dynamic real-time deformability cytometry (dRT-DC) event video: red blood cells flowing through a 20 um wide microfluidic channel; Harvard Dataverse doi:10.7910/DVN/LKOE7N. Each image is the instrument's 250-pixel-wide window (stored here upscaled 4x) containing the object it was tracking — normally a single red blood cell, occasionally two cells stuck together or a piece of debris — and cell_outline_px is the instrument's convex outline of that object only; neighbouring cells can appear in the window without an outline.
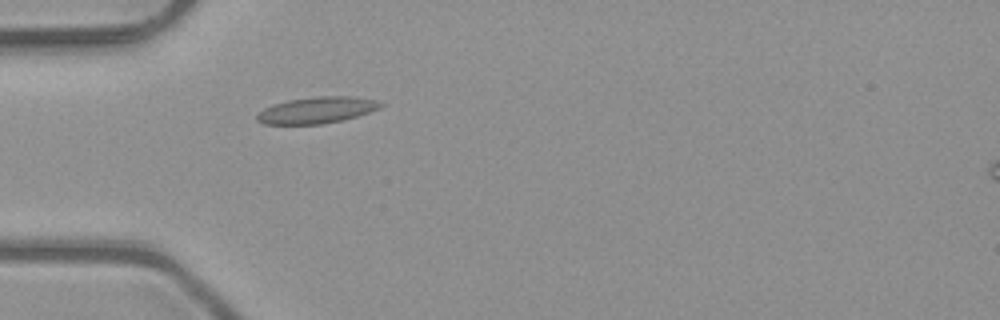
{"species": "common noctule bat (a hibernating species)", "species_latin": "Nyctalus noctula", "temperature_condition": "room temperature", "stored_images_in_passage": 1, "camera_frame_rate_fps": 3000, "um_per_image_px": 0.085, "animal": {"sex": "male", "body_mass_g": 23.1, "forearm_length_mm": 52.7}, "frame": {"image": 1, "passage_image": 1, "time_ms": 0.0, "image_size_px": [1000, 320], "cell_outline_px": [[384, 104], [380, 108], [356, 116], [324, 124], [264, 124], [256, 120], [256, 116], [264, 108], [272, 104], [288, 100], [316, 96], [356, 96], [376, 100]], "centroid_in_image_um": [26.92, 9.35], "position_along_channel_um": 58.1, "area_um2": 19.02}}